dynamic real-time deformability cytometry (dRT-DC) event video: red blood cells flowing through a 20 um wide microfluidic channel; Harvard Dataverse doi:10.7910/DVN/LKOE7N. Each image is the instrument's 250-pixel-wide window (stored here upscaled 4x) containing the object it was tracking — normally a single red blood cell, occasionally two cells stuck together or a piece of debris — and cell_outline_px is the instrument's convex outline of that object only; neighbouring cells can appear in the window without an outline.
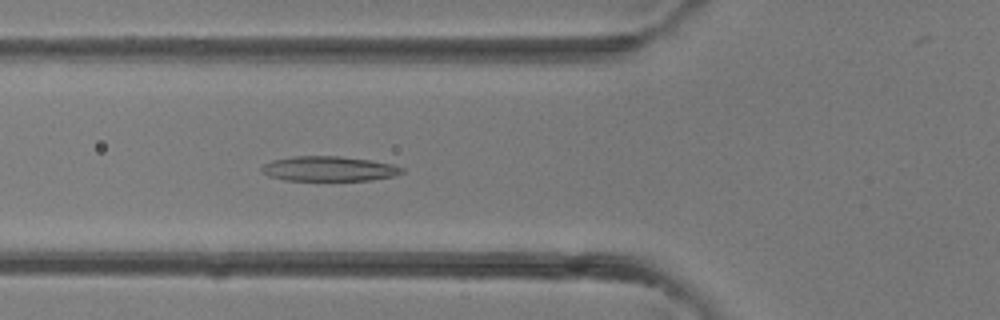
{"species": "common noctule bat (a hibernating species)", "species_latin": "Nyctalus noctula", "temperature_condition": "room temperature", "stored_images_in_passage": 39, "camera_frame_rate_fps": 3000, "um_per_image_px": 0.085, "animal": {"sex": "female"}, "frame": {"image": 1, "passage_image": 14, "time_ms": 4.333, "image_size_px": [1000, 320], "cell_outline_px": [[404, 172], [396, 176], [372, 180], [284, 180], [268, 176], [260, 172], [260, 168], [264, 164], [272, 160], [292, 156], [340, 156], [372, 160], [392, 164], [404, 168]], "centroid_in_image_um": [27.96, 14.34], "position_along_channel_um": 97.8, "area_um2": 20.58}}
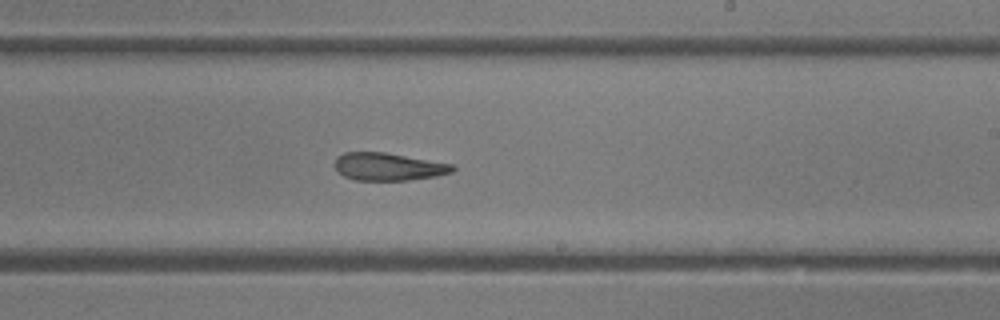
{"frame": {"image": 2, "passage_image": 23, "time_ms": 7.333, "image_size_px": [1000, 320], "cell_outline_px": [[456, 168], [452, 172], [436, 176], [408, 180], [356, 180], [344, 176], [336, 168], [336, 156], [344, 152], [384, 152], [452, 164]], "centroid_in_image_um": [33.01, 14.16], "position_along_channel_um": 256.0, "area_um2": 18.79}}
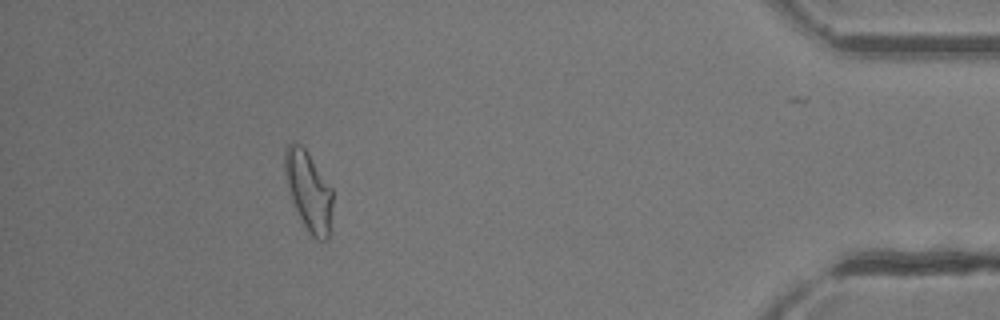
{"frame": {"image": 3, "passage_image": 35, "time_ms": 11.333, "image_size_px": [1000, 320], "cell_outline_px": [[332, 204], [328, 236], [324, 240], [316, 240], [308, 232], [292, 200], [284, 168], [284, 148], [288, 144], [300, 144], [308, 152], [332, 188]], "centroid_in_image_um": [26.23, 16.2], "position_along_channel_um": 409.0, "area_um2": 21.62}}